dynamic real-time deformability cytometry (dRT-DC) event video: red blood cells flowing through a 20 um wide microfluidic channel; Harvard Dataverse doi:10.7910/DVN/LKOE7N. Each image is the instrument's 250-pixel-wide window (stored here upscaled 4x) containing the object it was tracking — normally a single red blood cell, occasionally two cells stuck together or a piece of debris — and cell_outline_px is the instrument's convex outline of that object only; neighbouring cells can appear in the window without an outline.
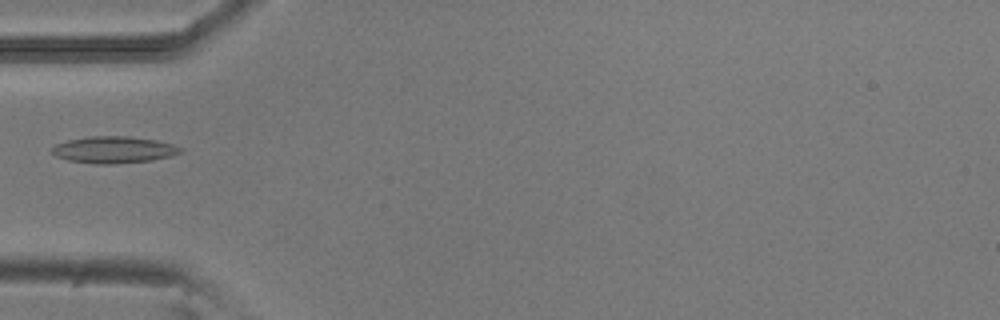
{"species": "common noctule bat (a hibernating species)", "species_latin": "Nyctalus noctula", "temperature_condition": "room temperature", "stored_images_in_passage": 6, "camera_frame_rate_fps": 3000, "um_per_image_px": 0.085, "animal": {"sex": "male", "body_mass_g": 20.5, "forearm_length_mm": 52.5}, "frame": {"image": 1, "passage_image": 5, "time_ms": 1.333, "image_size_px": [1000, 320], "cell_outline_px": [[184, 152], [152, 160], [112, 164], [92, 164], [68, 160], [56, 156], [52, 152], [52, 148], [56, 144], [68, 140], [88, 136], [128, 136], [156, 140], [172, 144], [184, 148]], "centroid_in_image_um": [9.68, 12.73], "position_along_channel_um": 75.3, "area_um2": 20.06}}
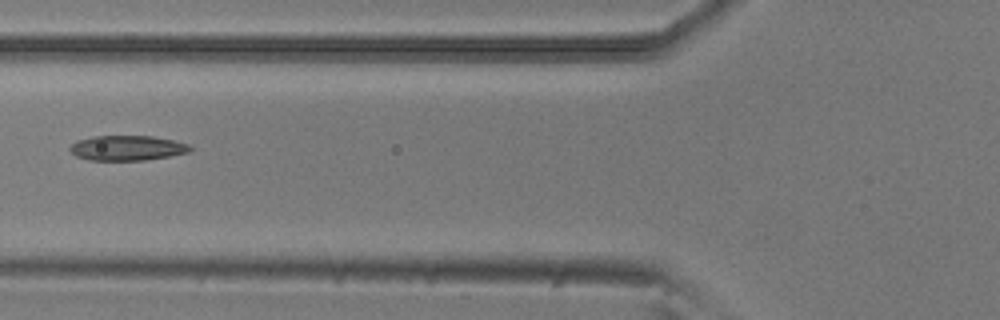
{"frame": {"image": 2, "passage_image": 6, "time_ms": 1.667, "image_size_px": [1000, 320], "cell_outline_px": [[192, 148], [188, 152], [168, 156], [144, 160], [88, 160], [76, 156], [68, 148], [76, 140], [92, 136], [152, 136], [172, 140], [188, 144]], "centroid_in_image_um": [10.76, 12.57], "position_along_channel_um": 115.0, "area_um2": 17.4}}